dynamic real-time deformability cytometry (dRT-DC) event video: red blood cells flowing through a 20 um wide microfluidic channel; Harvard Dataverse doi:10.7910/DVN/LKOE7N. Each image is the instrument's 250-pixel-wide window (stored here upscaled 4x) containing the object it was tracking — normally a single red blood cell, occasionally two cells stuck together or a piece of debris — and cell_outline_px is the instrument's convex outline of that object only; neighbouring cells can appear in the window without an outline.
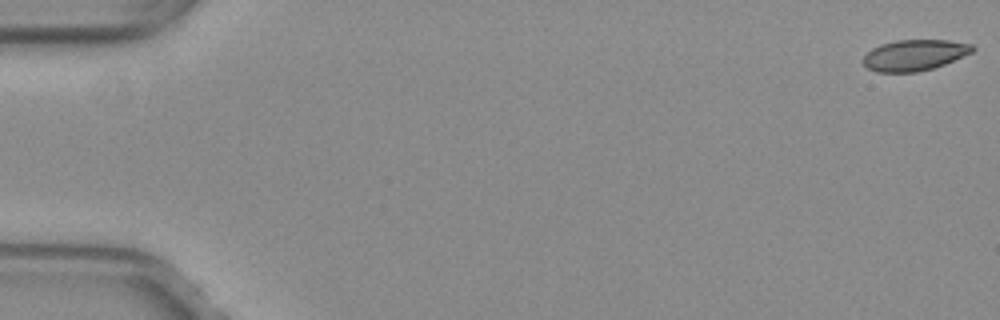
{"species": "common noctule bat (a hibernating species)", "species_latin": "Nyctalus noctula", "temperature_condition": "warm", "stored_images_in_passage": 13, "camera_frame_rate_fps": 3000, "um_per_image_px": 0.085, "animal": {"sex": "female", "body_mass_g": 29.2, "forearm_length_mm": 56.3}, "frame": {"image": 1, "passage_image": 1, "time_ms": 0.0, "image_size_px": [1000, 320], "cell_outline_px": [[976, 48], [972, 52], [944, 64], [932, 68], [916, 72], [876, 72], [868, 68], [864, 64], [864, 56], [872, 48], [880, 44], [896, 40], [948, 40], [972, 44]], "centroid_in_image_um": [77.73, 4.68], "position_along_channel_um": 7.3, "area_um2": 19.59}}